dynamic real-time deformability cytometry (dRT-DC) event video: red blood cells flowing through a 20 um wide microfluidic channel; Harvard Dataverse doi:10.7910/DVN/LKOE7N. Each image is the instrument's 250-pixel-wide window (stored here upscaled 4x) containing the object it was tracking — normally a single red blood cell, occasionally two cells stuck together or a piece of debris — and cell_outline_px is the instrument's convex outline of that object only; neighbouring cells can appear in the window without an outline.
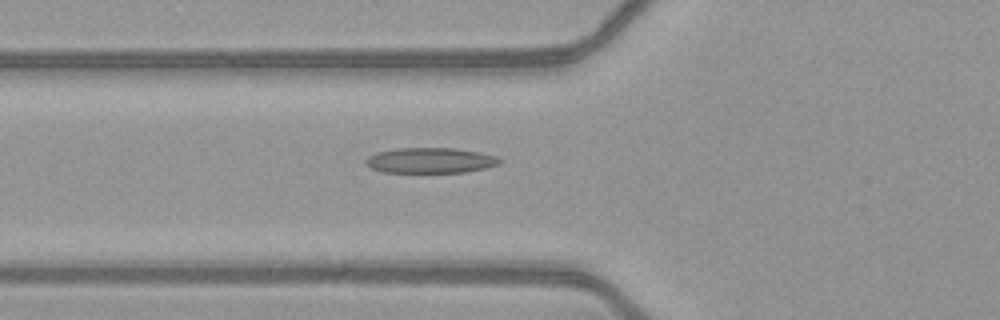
{"species": "common noctule bat (a hibernating species)", "species_latin": "Nyctalus noctula", "temperature_condition": "warm", "stored_images_in_passage": 33, "camera_frame_rate_fps": 3000, "um_per_image_px": 0.085, "animal": {"sex": "female", "body_mass_g": 21.9}, "frame": {"image": 1, "passage_image": 2, "time_ms": 0.333, "image_size_px": [1000, 320], "cell_outline_px": [[500, 164], [484, 168], [464, 172], [384, 172], [372, 168], [364, 164], [364, 160], [368, 156], [376, 152], [396, 148], [456, 148], [480, 152], [496, 156], [500, 160]], "centroid_in_image_um": [36.54, 13.63], "position_along_channel_um": 89.3, "area_um2": 19.83}}
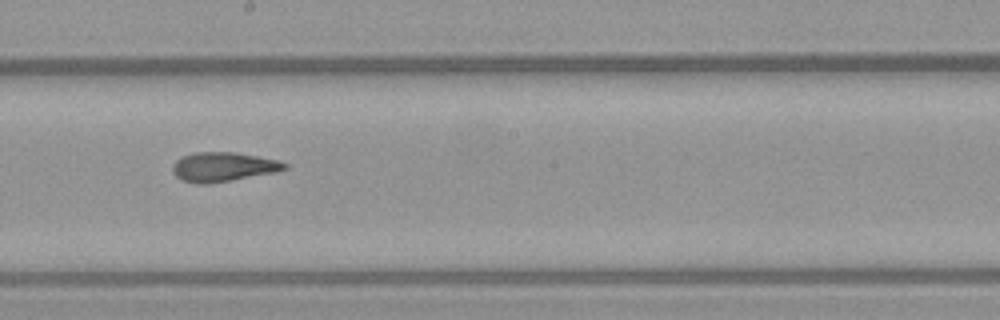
{"frame": {"image": 2, "passage_image": 12, "time_ms": 3.667, "image_size_px": [1000, 320], "cell_outline_px": [[288, 168], [276, 172], [208, 184], [200, 184], [184, 180], [176, 176], [172, 172], [172, 164], [180, 156], [192, 152], [236, 152], [276, 160], [288, 164]], "centroid_in_image_um": [18.93, 14.17], "position_along_channel_um": 229.3, "area_um2": 19.13}}
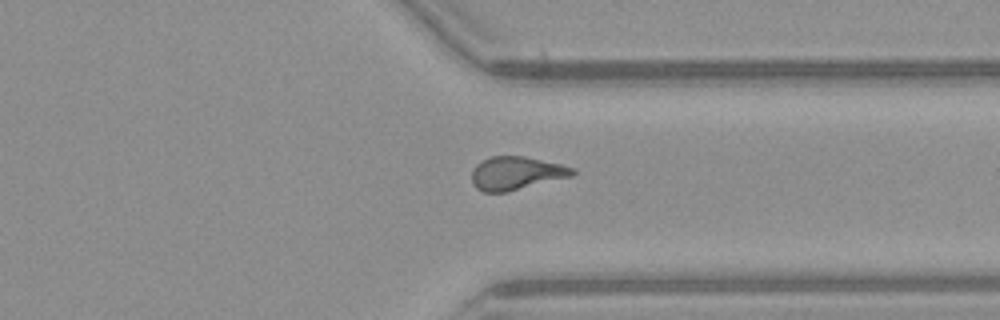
{"frame": {"image": 3, "passage_image": 22, "time_ms": 7.0, "image_size_px": [1000, 320], "cell_outline_px": [[576, 172], [572, 176], [508, 192], [484, 192], [476, 188], [472, 184], [472, 172], [476, 164], [492, 156], [524, 156], [560, 164], [576, 168]], "centroid_in_image_um": [43.89, 14.73], "position_along_channel_um": 367.5, "area_um2": 19.54}, "authors_computed_cell_mechanics": {"area_um2": 19.2474, "velocity_mm_per_s": 4.1549, "shape_relaxation_time_tau1_ms": null, "shape_relaxation_time_tau2_ms": 1.951, "deformation_change_tau1": null, "deformation_change_tau2": 0.11}}